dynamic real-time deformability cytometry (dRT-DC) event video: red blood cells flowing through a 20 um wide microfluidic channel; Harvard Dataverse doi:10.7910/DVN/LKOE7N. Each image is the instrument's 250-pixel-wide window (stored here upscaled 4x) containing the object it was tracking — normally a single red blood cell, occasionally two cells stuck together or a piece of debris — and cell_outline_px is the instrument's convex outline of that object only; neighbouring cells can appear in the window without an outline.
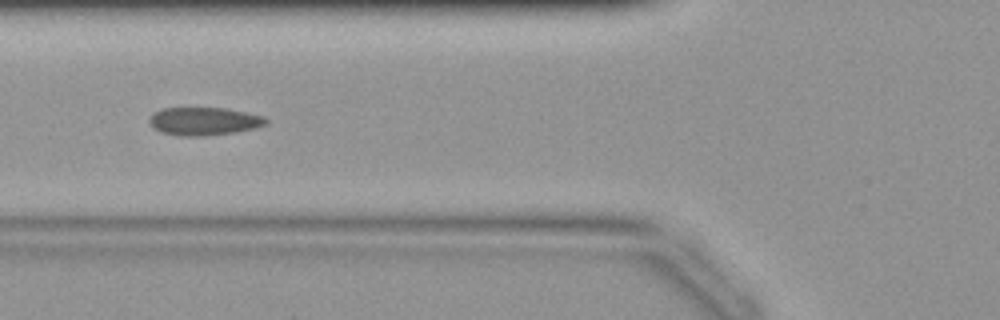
{"species": "common noctule bat (a hibernating species)", "species_latin": "Nyctalus noctula", "temperature_condition": "warm", "stored_images_in_passage": 29, "camera_frame_rate_fps": 3000, "um_per_image_px": 0.085, "animal": {"sex": "female", "body_mass_g": 19.9}, "frame": {"image": 1, "passage_image": 5, "time_ms": 1.333, "image_size_px": [1000, 320], "cell_outline_px": [[268, 124], [256, 128], [236, 132], [204, 136], [180, 136], [160, 132], [152, 128], [148, 120], [152, 112], [160, 108], [224, 108], [264, 116], [268, 120]], "centroid_in_image_um": [17.3, 10.31], "position_along_channel_um": 108.5, "area_um2": 19.31}}
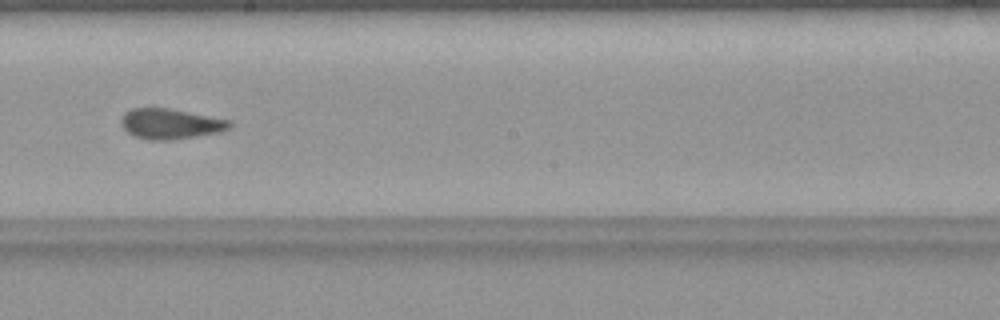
{"frame": {"image": 2, "passage_image": 13, "time_ms": 4.0, "image_size_px": [1000, 320], "cell_outline_px": [[232, 128], [220, 132], [172, 140], [148, 140], [132, 136], [120, 124], [120, 120], [124, 112], [132, 108], [168, 108], [232, 120]], "centroid_in_image_um": [14.49, 10.53], "position_along_channel_um": 233.7, "area_um2": 19.42}}